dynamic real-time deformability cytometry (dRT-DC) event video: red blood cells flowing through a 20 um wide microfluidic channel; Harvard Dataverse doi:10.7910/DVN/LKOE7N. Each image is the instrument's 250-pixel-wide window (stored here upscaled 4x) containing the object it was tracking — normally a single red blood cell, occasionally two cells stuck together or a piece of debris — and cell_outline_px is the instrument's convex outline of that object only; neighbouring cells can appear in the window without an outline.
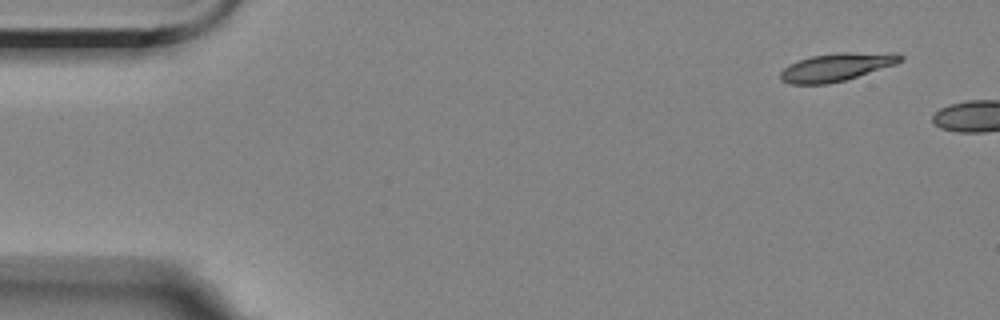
{"species": "Egyptian fruit bat (a non-hibernating species)", "species_latin": "Rousettus aegyptiacus", "temperature_condition": "room temperature", "stored_images_in_passage": 2, "camera_frame_rate_fps": 3000, "um_per_image_px": 0.085, "animal": {"sex": "female"}, "frame": {"image": 1, "passage_image": 1, "time_ms": 0.0, "image_size_px": [1000, 320], "cell_outline_px": [[904, 60], [896, 64], [844, 80], [828, 84], [792, 84], [780, 80], [780, 72], [784, 68], [800, 60], [812, 56], [836, 52], [900, 52], [904, 56]], "centroid_in_image_um": [71.18, 5.68], "position_along_channel_um": 13.8, "area_um2": 19.65}}